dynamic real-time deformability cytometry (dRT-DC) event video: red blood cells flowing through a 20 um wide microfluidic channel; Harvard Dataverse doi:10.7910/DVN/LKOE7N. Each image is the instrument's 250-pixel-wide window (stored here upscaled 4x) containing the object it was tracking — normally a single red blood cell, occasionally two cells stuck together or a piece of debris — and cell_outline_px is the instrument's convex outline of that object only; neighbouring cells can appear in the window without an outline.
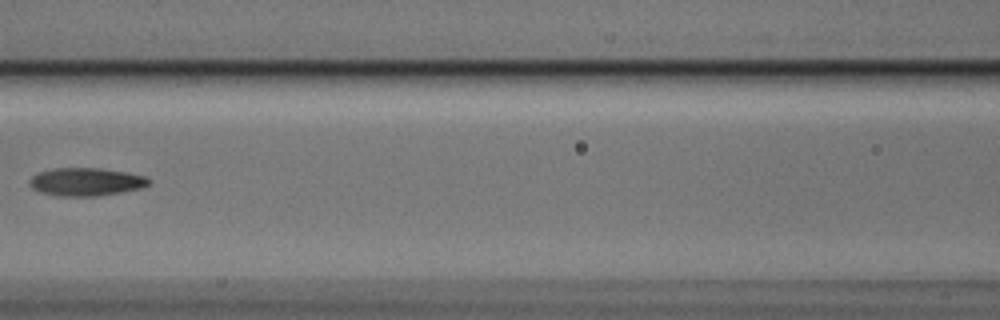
{"species": "Egyptian fruit bat (a non-hibernating species)", "species_latin": "Rousettus aegyptiacus", "temperature_condition": "cold", "stored_images_in_passage": 4, "camera_frame_rate_fps": 3000, "um_per_image_px": 0.085, "animal": {"sex": "male"}, "frame": {"image": 1, "passage_image": 3, "time_ms": 0.667, "image_size_px": [1000, 320], "cell_outline_px": [[152, 180], [148, 184], [140, 188], [120, 192], [96, 196], [56, 196], [40, 192], [32, 188], [28, 184], [28, 180], [32, 176], [40, 172], [52, 168], [100, 168], [124, 172], [144, 176]], "centroid_in_image_um": [7.26, 15.45], "position_along_channel_um": 159.3, "area_um2": 19.42}}
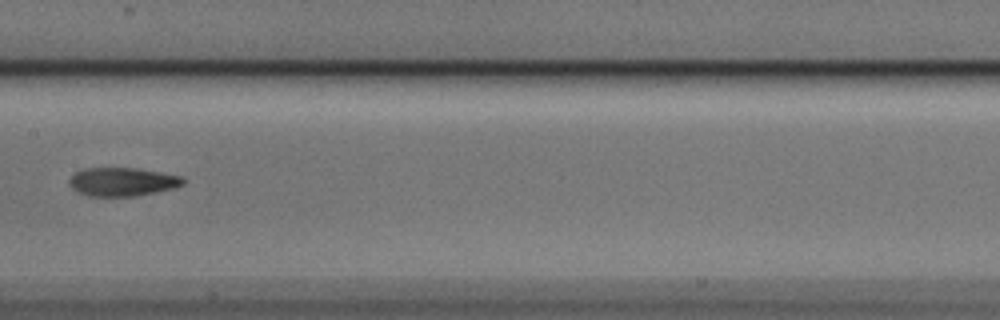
{"frame": {"image": 2, "passage_image": 4, "time_ms": 1.0, "image_size_px": [1000, 320], "cell_outline_px": [[184, 184], [172, 188], [156, 192], [136, 196], [88, 196], [72, 188], [68, 184], [68, 180], [76, 172], [84, 168], [136, 168], [184, 176]], "centroid_in_image_um": [10.4, 15.45], "position_along_channel_um": 197.0, "area_um2": 18.9}}